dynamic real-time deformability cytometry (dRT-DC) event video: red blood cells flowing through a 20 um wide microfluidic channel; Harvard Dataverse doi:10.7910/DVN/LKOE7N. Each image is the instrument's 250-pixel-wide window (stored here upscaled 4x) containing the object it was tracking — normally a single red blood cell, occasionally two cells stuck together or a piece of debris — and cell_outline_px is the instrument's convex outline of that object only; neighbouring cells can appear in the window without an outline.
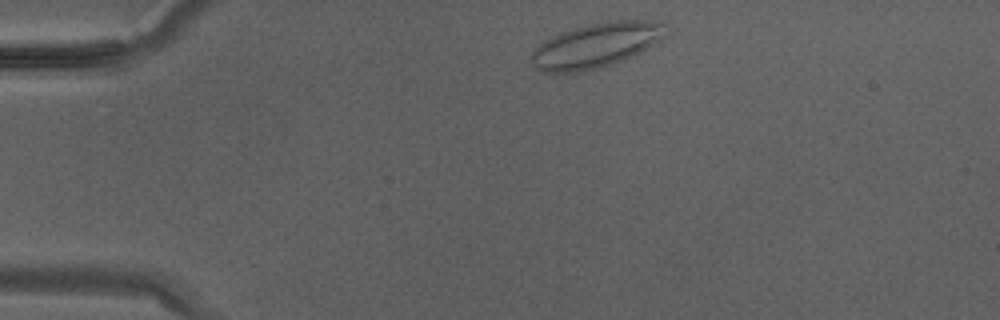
{"species": "Egyptian fruit bat (a non-hibernating species)", "species_latin": "Rousettus aegyptiacus", "temperature_condition": "warm", "stored_images_in_passage": 29, "camera_frame_rate_fps": 3000, "um_per_image_px": 0.085, "animal": {"sex": "male"}, "frame": {"image": 1, "passage_image": 1, "time_ms": 0.0, "image_size_px": [1000, 320], "cell_outline_px": [[668, 24], [660, 40], [640, 52], [624, 60], [596, 68], [576, 72], [540, 72], [532, 68], [528, 60], [528, 56], [544, 40], [560, 32], [588, 24], [616, 20], [664, 20]], "centroid_in_image_um": [50.63, 3.84], "position_along_channel_um": 34.4, "area_um2": 35.26}}
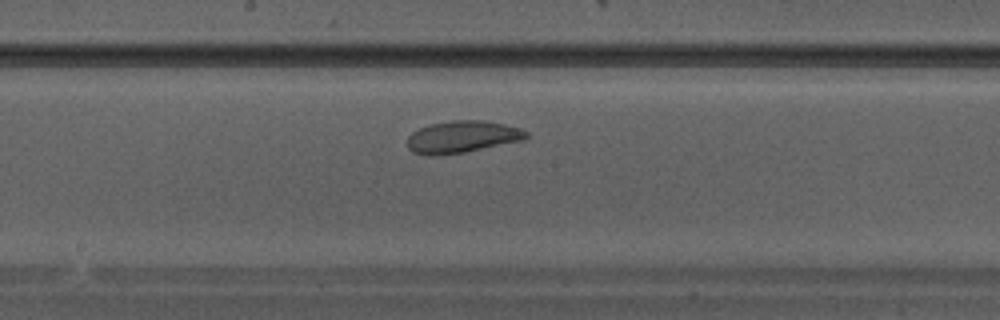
{"frame": {"image": 2, "passage_image": 13, "time_ms": 4.0, "image_size_px": [1000, 320], "cell_outline_px": [[528, 136], [524, 140], [464, 152], [432, 156], [428, 156], [412, 152], [408, 148], [408, 136], [412, 132], [420, 128], [432, 124], [452, 120], [484, 120], [504, 124], [520, 128], [528, 132]], "centroid_in_image_um": [39.29, 11.63], "position_along_channel_um": 208.9, "area_um2": 22.14}}